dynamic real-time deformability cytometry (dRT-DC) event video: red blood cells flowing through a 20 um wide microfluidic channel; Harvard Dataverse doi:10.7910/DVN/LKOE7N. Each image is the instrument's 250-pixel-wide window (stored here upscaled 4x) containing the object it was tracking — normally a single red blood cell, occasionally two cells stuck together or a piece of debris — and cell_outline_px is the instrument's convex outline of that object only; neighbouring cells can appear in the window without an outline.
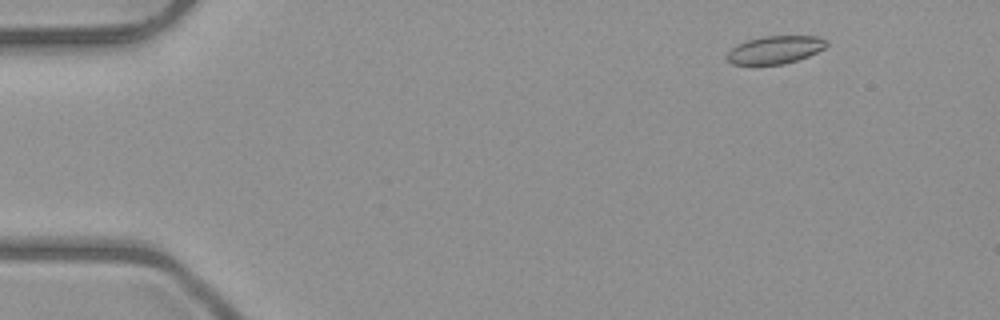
{"species": "common noctule bat (a hibernating species)", "species_latin": "Nyctalus noctula", "temperature_condition": "room temperature", "stored_images_in_passage": 4, "camera_frame_rate_fps": 3000, "um_per_image_px": 0.085, "animal": {"sex": "male", "body_mass_g": 23.1, "forearm_length_mm": 52.7}, "frame": {"image": 1, "passage_image": 4, "time_ms": 3.667, "image_size_px": [1000, 320], "cell_outline_px": [[828, 44], [824, 48], [808, 56], [784, 64], [732, 64], [728, 60], [728, 52], [732, 48], [748, 40], [760, 36], [816, 36], [828, 40]], "centroid_in_image_um": [65.92, 4.22], "position_along_channel_um": 19.1, "area_um2": 15.9}}